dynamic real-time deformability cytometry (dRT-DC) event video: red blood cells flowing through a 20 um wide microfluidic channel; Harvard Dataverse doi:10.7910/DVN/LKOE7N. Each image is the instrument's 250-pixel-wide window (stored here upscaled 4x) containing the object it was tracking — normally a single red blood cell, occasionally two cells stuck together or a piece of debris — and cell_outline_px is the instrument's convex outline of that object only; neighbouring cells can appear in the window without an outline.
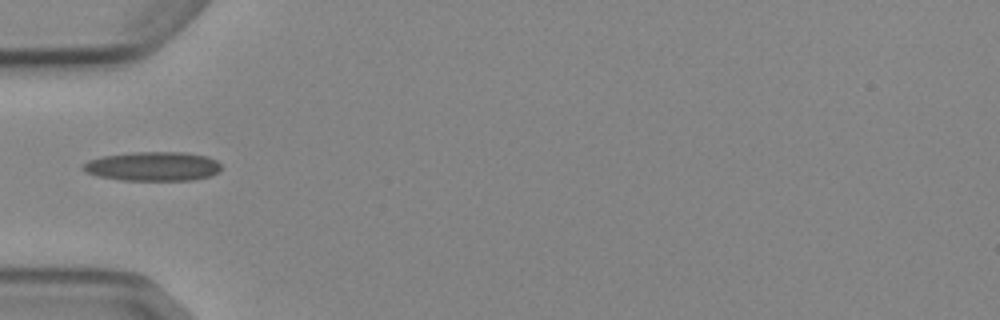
{"species": "Egyptian fruit bat (a non-hibernating species)", "species_latin": "Rousettus aegyptiacus", "temperature_condition": "cold", "stored_images_in_passage": 4, "camera_frame_rate_fps": 3000, "um_per_image_px": 0.085, "animal": {"sex": "female"}, "frame": {"image": 1, "passage_image": 3, "time_ms": 2.333, "image_size_px": [1000, 320], "cell_outline_px": [[220, 168], [216, 172], [208, 176], [192, 180], [120, 180], [96, 176], [84, 172], [80, 168], [88, 160], [100, 156], [132, 152], [184, 152], [208, 156], [216, 160], [220, 164]], "centroid_in_image_um": [12.93, 14.13], "position_along_channel_um": 72.1, "area_um2": 23.64}}
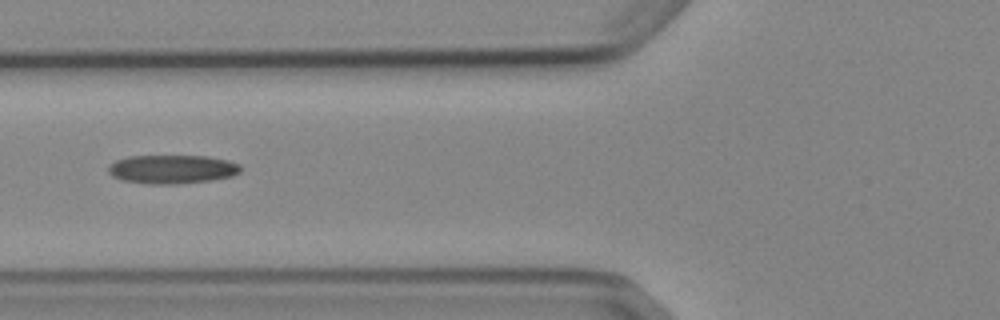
{"frame": {"image": 2, "passage_image": 4, "time_ms": 3.333, "image_size_px": [1000, 320], "cell_outline_px": [[240, 172], [232, 176], [212, 180], [176, 184], [148, 184], [124, 180], [112, 176], [108, 172], [108, 164], [116, 160], [128, 156], [208, 156], [228, 160], [240, 164]], "centroid_in_image_um": [14.62, 14.38], "position_along_channel_um": 111.2, "area_um2": 22.25}}